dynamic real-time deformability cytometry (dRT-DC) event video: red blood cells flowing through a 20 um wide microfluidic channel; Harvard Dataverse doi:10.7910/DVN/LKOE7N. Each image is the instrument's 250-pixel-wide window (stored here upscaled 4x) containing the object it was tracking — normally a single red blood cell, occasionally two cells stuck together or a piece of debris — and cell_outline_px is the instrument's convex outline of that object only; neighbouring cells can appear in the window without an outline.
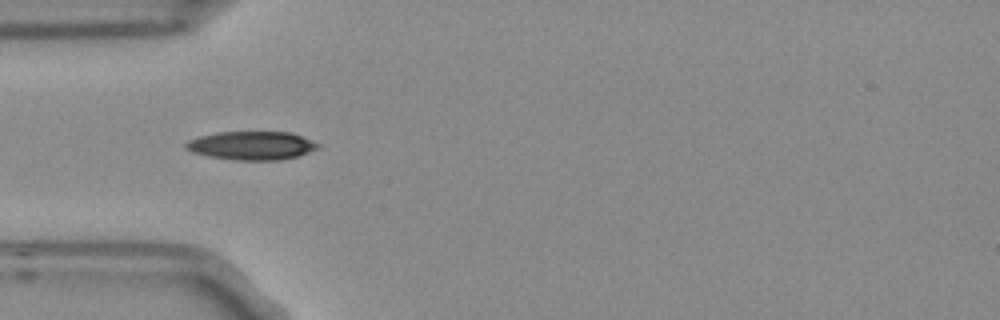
{"species": "Egyptian fruit bat (a non-hibernating species)", "species_latin": "Rousettus aegyptiacus", "temperature_condition": "room temperature", "stored_images_in_passage": 6, "camera_frame_rate_fps": 3000, "um_per_image_px": 0.085, "frame": {"image": 1, "passage_image": 1, "time_ms": 0.0, "image_size_px": [1000, 320], "cell_outline_px": [[320, 148], [296, 156], [280, 160], [236, 160], [208, 156], [192, 152], [184, 148], [184, 144], [188, 140], [200, 136], [220, 132], [288, 132], [300, 136], [320, 144]], "centroid_in_image_um": [21.36, 12.38], "position_along_channel_um": 63.6, "area_um2": 21.79}}
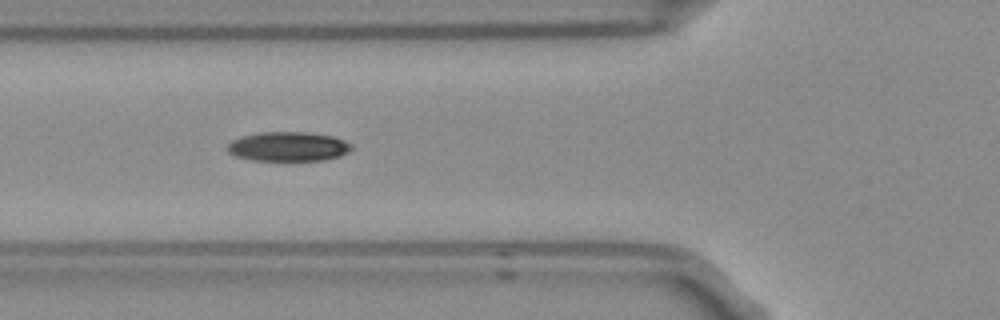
{"frame": {"image": 2, "passage_image": 2, "time_ms": 0.333, "image_size_px": [1000, 320], "cell_outline_px": [[352, 148], [348, 152], [340, 156], [324, 160], [252, 160], [236, 156], [228, 152], [228, 144], [232, 140], [240, 136], [260, 132], [308, 132], [332, 136], [344, 140], [352, 144]], "centroid_in_image_um": [24.5, 12.45], "position_along_channel_um": 101.3, "area_um2": 21.27}}
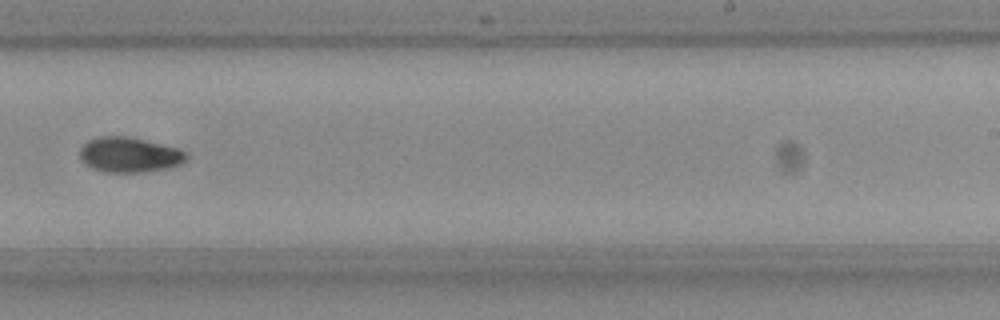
{"frame": {"image": 3, "passage_image": 6, "time_ms": 1.667, "image_size_px": [1000, 320], "cell_outline_px": [[188, 156], [180, 164], [172, 168], [144, 172], [104, 172], [92, 168], [80, 156], [80, 148], [88, 140], [100, 136], [124, 136], [144, 140], [176, 148], [184, 152]], "centroid_in_image_um": [11.0, 13.17], "position_along_channel_um": 278.0, "area_um2": 21.5}}